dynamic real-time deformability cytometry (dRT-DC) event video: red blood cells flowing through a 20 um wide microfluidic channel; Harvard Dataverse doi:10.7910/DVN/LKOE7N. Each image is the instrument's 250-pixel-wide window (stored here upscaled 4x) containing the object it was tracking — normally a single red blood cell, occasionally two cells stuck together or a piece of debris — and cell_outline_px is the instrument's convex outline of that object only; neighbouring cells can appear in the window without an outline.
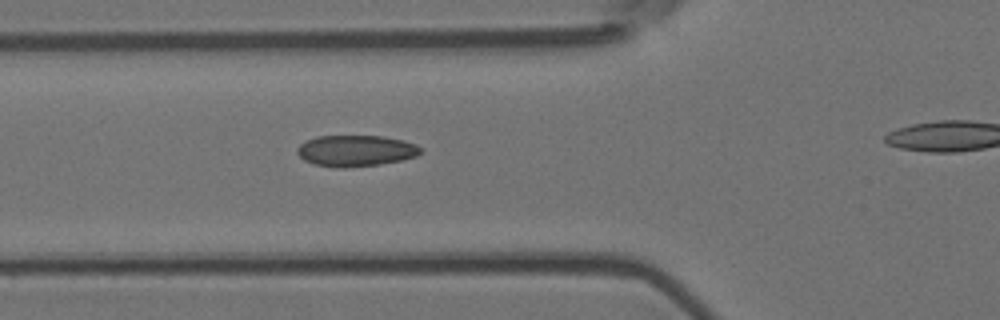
{"species": "Egyptian fruit bat (a non-hibernating species)", "species_latin": "Rousettus aegyptiacus", "temperature_condition": "room temperature", "stored_images_in_passage": 6, "segment_of_instrument_passage": [1, 2], "camera_frame_rate_fps": 3000, "um_per_image_px": 0.085, "animal": {"sex": "female"}, "frame": {"image": 1, "passage_image": 5, "time_ms": 1.333, "image_size_px": [1000, 320], "cell_outline_px": [[420, 152], [416, 156], [400, 160], [380, 164], [344, 168], [336, 168], [312, 164], [304, 160], [296, 152], [296, 148], [300, 144], [316, 136], [384, 136], [404, 140], [416, 144], [420, 148]], "centroid_in_image_um": [30.2, 12.81], "position_along_channel_um": 95.6, "area_um2": 22.48}}